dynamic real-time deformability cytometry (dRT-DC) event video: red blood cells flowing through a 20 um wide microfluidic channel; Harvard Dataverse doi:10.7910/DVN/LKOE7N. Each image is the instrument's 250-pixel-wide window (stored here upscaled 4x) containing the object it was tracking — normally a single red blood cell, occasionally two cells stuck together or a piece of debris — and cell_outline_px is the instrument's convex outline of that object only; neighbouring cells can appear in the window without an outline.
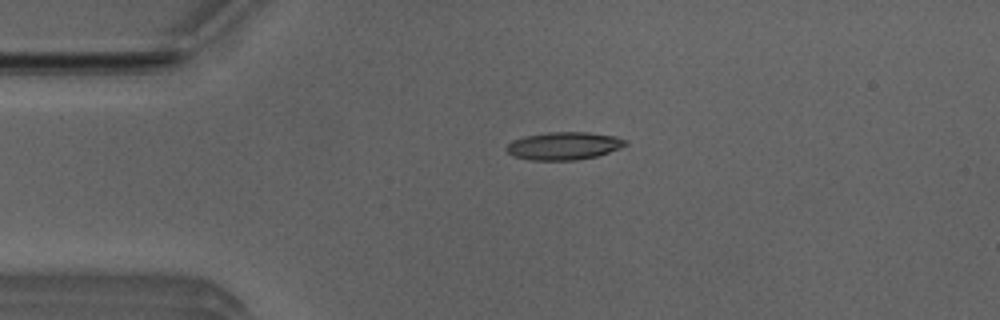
{"species": "Egyptian fruit bat (a non-hibernating species)", "species_latin": "Rousettus aegyptiacus", "temperature_condition": "room temperature", "stored_images_in_passage": 5, "camera_frame_rate_fps": 3000, "um_per_image_px": 0.085, "animal": {"sex": "male"}, "frame": {"image": 1, "passage_image": 4, "time_ms": 1.0, "image_size_px": [1000, 320], "cell_outline_px": [[628, 144], [620, 148], [596, 156], [576, 160], [528, 160], [512, 156], [504, 148], [512, 140], [524, 136], [548, 132], [588, 132], [616, 136], [628, 140]], "centroid_in_image_um": [47.91, 12.39], "position_along_channel_um": 37.1, "area_um2": 19.42}}